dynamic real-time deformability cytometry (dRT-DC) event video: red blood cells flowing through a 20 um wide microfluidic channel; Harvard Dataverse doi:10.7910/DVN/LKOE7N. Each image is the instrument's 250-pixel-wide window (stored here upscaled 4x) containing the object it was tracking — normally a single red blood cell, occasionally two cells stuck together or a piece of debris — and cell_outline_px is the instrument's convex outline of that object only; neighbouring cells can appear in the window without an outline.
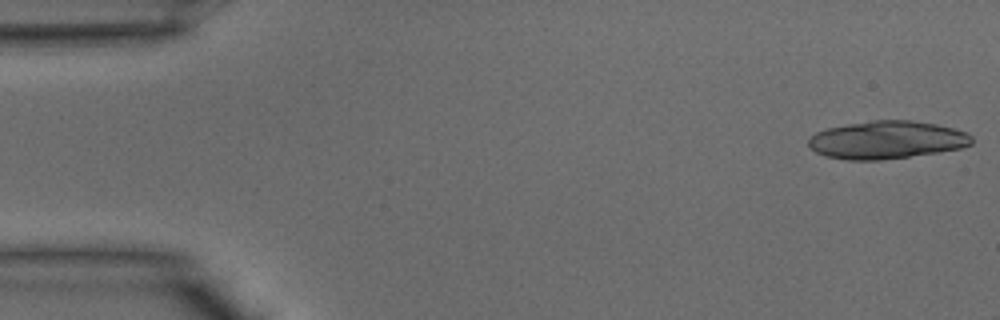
{"species": "common noctule bat (a hibernating species)", "species_latin": "Nyctalus noctula", "temperature_condition": "warm", "stored_images_in_passage": 8, "camera_frame_rate_fps": 3000, "um_per_image_px": 0.085, "animal": {"sex": "male", "body_mass_g": 15.6}, "frame": {"image": 1, "passage_image": 1, "time_ms": 0.0, "image_size_px": [1000, 320], "cell_outline_px": [[972, 144], [960, 148], [940, 152], [880, 160], [848, 160], [828, 156], [816, 152], [808, 144], [808, 136], [816, 132], [828, 128], [848, 124], [872, 120], [912, 120], [936, 124], [968, 132], [972, 136]], "centroid_in_image_um": [75.39, 11.89], "position_along_channel_um": 9.6, "area_um2": 36.01}}